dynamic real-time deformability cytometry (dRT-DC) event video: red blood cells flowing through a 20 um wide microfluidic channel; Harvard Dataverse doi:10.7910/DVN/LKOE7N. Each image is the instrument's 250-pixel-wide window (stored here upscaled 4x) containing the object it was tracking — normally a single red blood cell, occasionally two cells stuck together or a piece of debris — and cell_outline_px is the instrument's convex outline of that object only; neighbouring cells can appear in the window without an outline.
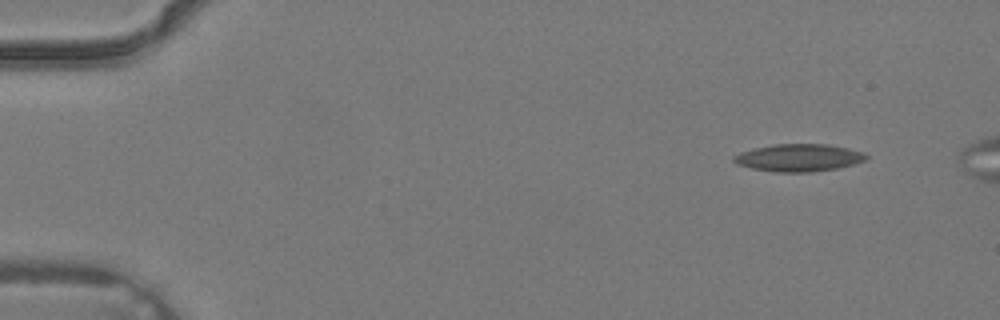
{"species": "common noctule bat (a hibernating species)", "species_latin": "Nyctalus noctula", "temperature_condition": "warm", "stored_images_in_passage": 4, "camera_frame_rate_fps": 3000, "um_per_image_px": 0.085, "animal": {"sex": "male", "body_mass_g": 19.2, "forearm_length_mm": 51.8}, "frame": {"image": 1, "passage_image": 1, "time_ms": 0.0, "image_size_px": [1000, 320], "cell_outline_px": [[868, 156], [864, 160], [852, 164], [836, 168], [812, 172], [776, 172], [752, 168], [736, 164], [732, 160], [732, 156], [740, 152], [756, 148], [776, 144], [828, 144], [848, 148], [864, 152]], "centroid_in_image_um": [67.87, 13.4], "position_along_channel_um": 17.1, "area_um2": 21.04}}